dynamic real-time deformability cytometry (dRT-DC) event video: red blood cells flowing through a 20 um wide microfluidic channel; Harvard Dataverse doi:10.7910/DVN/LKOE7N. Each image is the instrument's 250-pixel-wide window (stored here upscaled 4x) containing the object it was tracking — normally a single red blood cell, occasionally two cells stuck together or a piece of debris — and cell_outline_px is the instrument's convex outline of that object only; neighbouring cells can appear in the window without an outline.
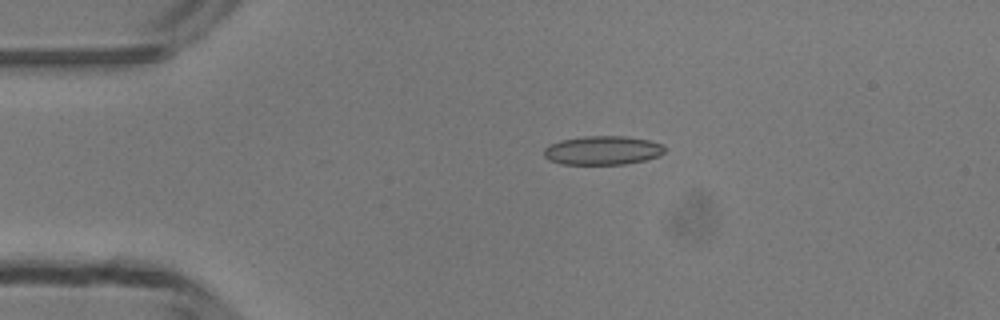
{"species": "common noctule bat (a hibernating species)", "species_latin": "Nyctalus noctula", "temperature_condition": "room temperature", "stored_images_in_passage": 34, "camera_frame_rate_fps": 3000, "um_per_image_px": 0.085, "animal": {"sex": "male", "body_mass_g": 13.3}, "frame": {"image": 1, "passage_image": 1, "time_ms": 0.0, "image_size_px": [1000, 320], "cell_outline_px": [[664, 152], [660, 156], [644, 160], [624, 164], [560, 164], [548, 160], [544, 156], [544, 148], [548, 144], [560, 140], [584, 136], [624, 136], [648, 140], [664, 144]], "centroid_in_image_um": [51.2, 12.78], "position_along_channel_um": 33.8, "area_um2": 20.46}}
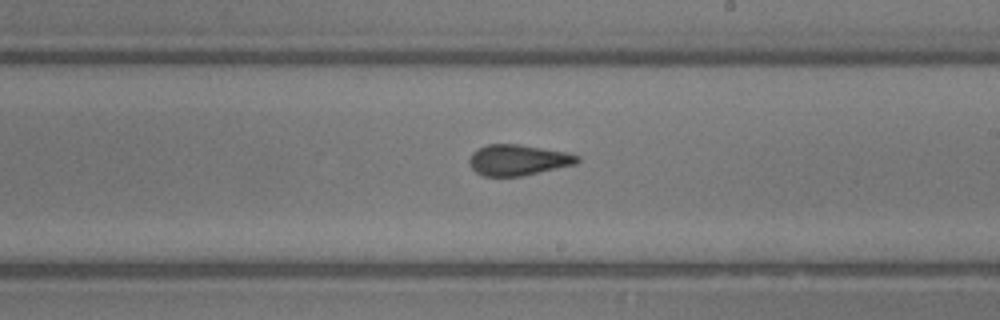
{"frame": {"image": 2, "passage_image": 19, "time_ms": 6.0, "image_size_px": [1000, 320], "cell_outline_px": [[580, 160], [576, 164], [520, 176], [484, 176], [476, 172], [472, 168], [468, 160], [472, 152], [476, 148], [488, 144], [520, 144], [568, 152], [580, 156]], "centroid_in_image_um": [44.03, 13.58], "position_along_channel_um": 245.0, "area_um2": 19.48}}
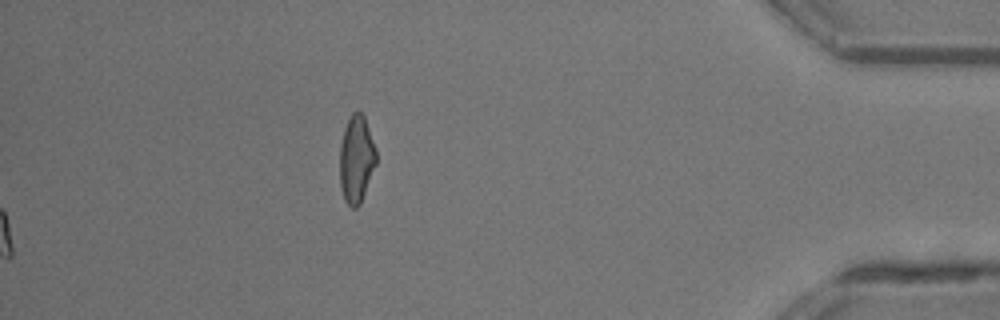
{"frame": {"image": 3, "passage_image": 34, "time_ms": 11.0, "image_size_px": [1000, 320], "cell_outline_px": [[376, 164], [360, 204], [356, 208], [352, 208], [344, 200], [340, 188], [340, 144], [344, 128], [352, 112], [360, 112], [364, 116], [376, 148]], "centroid_in_image_um": [30.28, 13.54], "position_along_channel_um": 404.9, "area_um2": 18.55}, "authors_computed_cell_mechanics": {"area_um2": 19.5653, "velocity_mm_per_s": 4.2209, "shape_relaxation_time_tau1_ms": null, "shape_relaxation_time_tau2_ms": 1.3768, "deformation_change_tau1": null, "deformation_change_tau2": 0.0922}}